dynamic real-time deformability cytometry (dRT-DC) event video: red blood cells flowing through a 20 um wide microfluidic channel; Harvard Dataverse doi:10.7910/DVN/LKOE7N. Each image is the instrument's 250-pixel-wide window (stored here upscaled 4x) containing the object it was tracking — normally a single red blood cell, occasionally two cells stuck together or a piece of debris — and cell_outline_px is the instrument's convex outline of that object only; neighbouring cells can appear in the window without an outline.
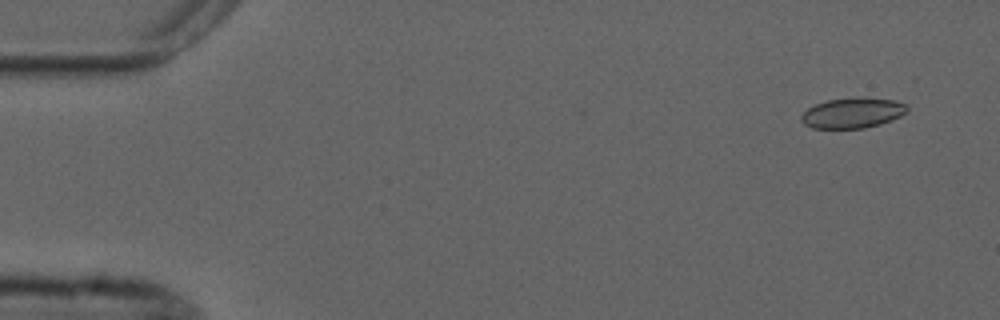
{"species": "common noctule bat (a hibernating species)", "species_latin": "Nyctalus noctula", "temperature_condition": "cold", "stored_images_in_passage": 8, "camera_frame_rate_fps": 3000, "um_per_image_px": 0.085, "animal": {"sex": "male", "forearm_length_mm": 52.5}, "frame": {"image": 1, "passage_image": 1, "time_ms": 0.0, "image_size_px": [1000, 320], "cell_outline_px": [[908, 112], [892, 120], [880, 124], [864, 128], [812, 128], [804, 124], [800, 120], [800, 116], [808, 108], [816, 104], [828, 100], [856, 96], [896, 100], [908, 104]], "centroid_in_image_um": [72.5, 9.58], "position_along_channel_um": 12.5, "area_um2": 19.02}}
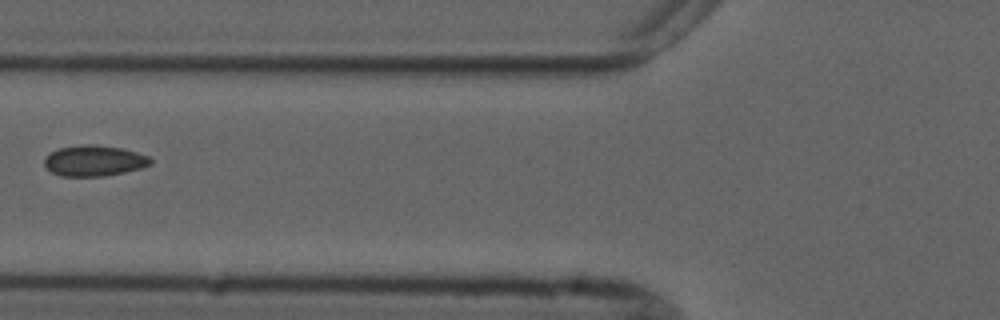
{"frame": {"image": 2, "passage_image": 6, "time_ms": 6.0, "image_size_px": [1000, 320], "cell_outline_px": [[152, 164], [140, 168], [124, 172], [104, 176], [60, 176], [52, 172], [44, 164], [44, 156], [60, 148], [88, 144], [92, 144], [120, 148], [136, 152], [148, 156], [152, 160]], "centroid_in_image_um": [8.0, 13.67], "position_along_channel_um": 117.8, "area_um2": 18.84}}
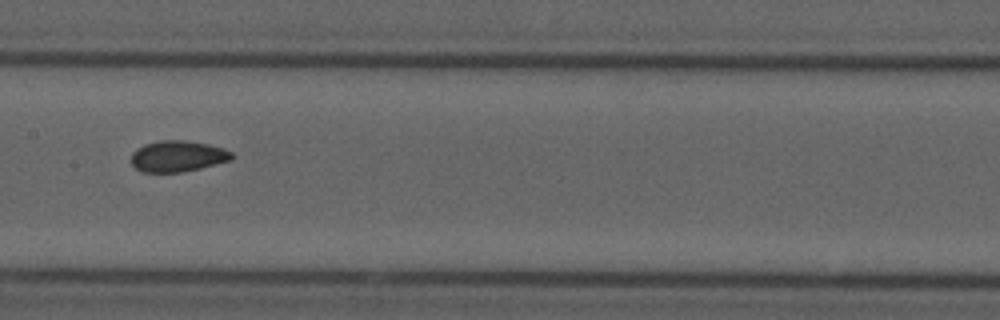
{"frame": {"image": 3, "passage_image": 8, "time_ms": 8.0, "image_size_px": [1000, 320], "cell_outline_px": [[236, 156], [232, 160], [200, 168], [180, 172], [140, 172], [132, 164], [132, 152], [136, 148], [144, 144], [160, 140], [184, 140], [208, 144], [224, 148], [232, 152]], "centroid_in_image_um": [15.12, 13.27], "position_along_channel_um": 192.3, "area_um2": 18.38}}